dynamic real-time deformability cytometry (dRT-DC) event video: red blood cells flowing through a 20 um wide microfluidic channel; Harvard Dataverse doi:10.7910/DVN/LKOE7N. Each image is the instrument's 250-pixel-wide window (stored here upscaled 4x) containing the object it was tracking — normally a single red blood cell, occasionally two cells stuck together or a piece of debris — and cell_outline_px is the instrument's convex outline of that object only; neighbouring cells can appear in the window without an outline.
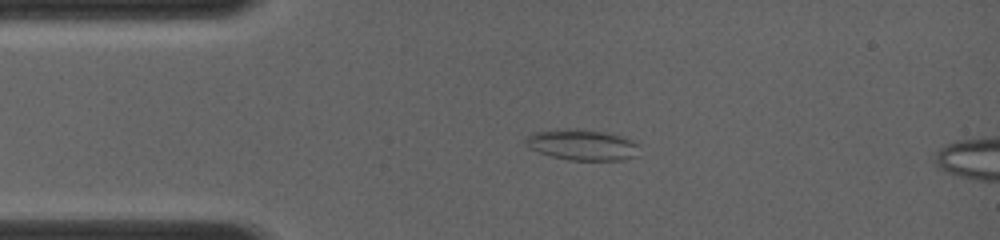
{"species": "common noctule bat (a hibernating species)", "species_latin": "Nyctalus noctula", "temperature_condition": "room temperature", "stored_images_in_passage": 11, "camera_frame_rate_fps": 4000, "um_per_image_px": 0.085, "animal": {"sex": "female", "body_mass_g": 19.0, "forearm_length_mm": 56.7}, "frame": {"image": 1, "passage_image": 8, "time_ms": 2.5, "image_size_px": [1000, 240], "cell_outline_px": [[640, 144], [636, 156], [624, 160], [568, 160], [552, 156], [528, 148], [524, 144], [524, 140], [528, 136], [536, 132], [568, 128], [580, 128], [604, 132], [620, 136], [632, 140]], "centroid_in_image_um": [49.49, 12.31], "position_along_channel_um": 35.5, "area_um2": 20.52}}